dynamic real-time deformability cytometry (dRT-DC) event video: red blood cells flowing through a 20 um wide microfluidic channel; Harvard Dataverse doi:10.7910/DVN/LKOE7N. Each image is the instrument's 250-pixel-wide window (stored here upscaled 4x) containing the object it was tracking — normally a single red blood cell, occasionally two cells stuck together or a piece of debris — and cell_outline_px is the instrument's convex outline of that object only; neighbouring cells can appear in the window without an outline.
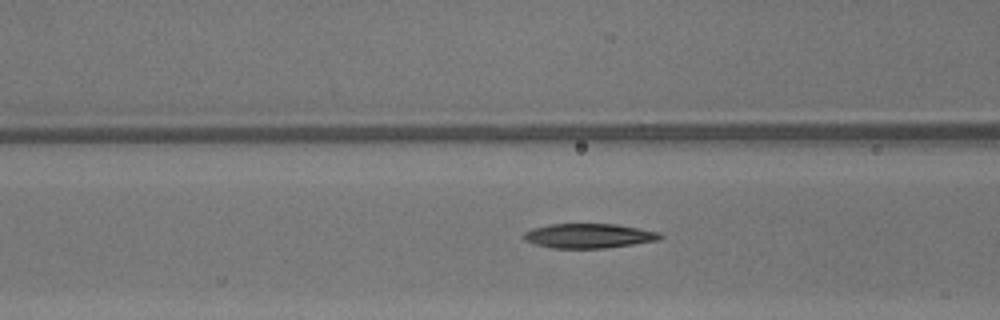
{"species": "common noctule bat (a hibernating species)", "species_latin": "Nyctalus noctula", "temperature_condition": "warm", "stored_images_in_passage": 26, "camera_frame_rate_fps": 3000, "um_per_image_px": 0.085, "animal": {"sex": "male", "body_mass_g": 13.3}, "frame": {"image": 1, "passage_image": 7, "time_ms": 2.0, "image_size_px": [1000, 320], "cell_outline_px": [[664, 236], [660, 240], [604, 248], [552, 248], [536, 244], [524, 240], [520, 236], [524, 232], [532, 228], [548, 224], [616, 224], [640, 228], [660, 232]], "centroid_in_image_um": [50.04, 20.04], "position_along_channel_um": 116.6, "area_um2": 19.65}}
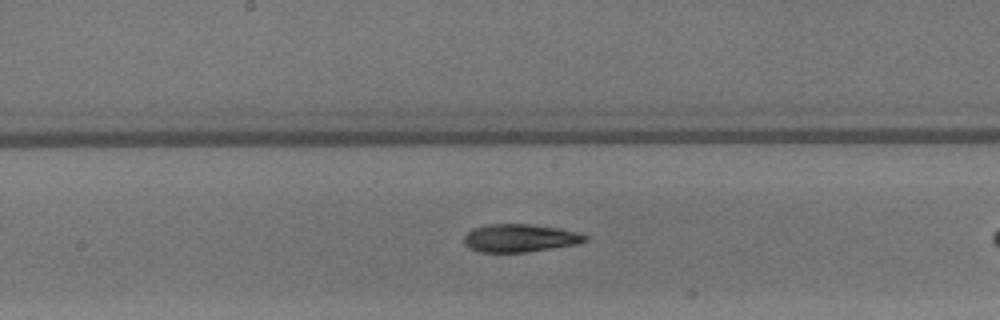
{"frame": {"image": 2, "passage_image": 13, "time_ms": 4.0, "image_size_px": [1000, 320], "cell_outline_px": [[588, 240], [576, 244], [524, 252], [480, 252], [468, 248], [464, 244], [464, 236], [472, 228], [488, 224], [532, 224], [560, 228], [580, 232], [588, 236]], "centroid_in_image_um": [44.18, 20.22], "position_along_channel_um": 204.0, "area_um2": 19.83}}
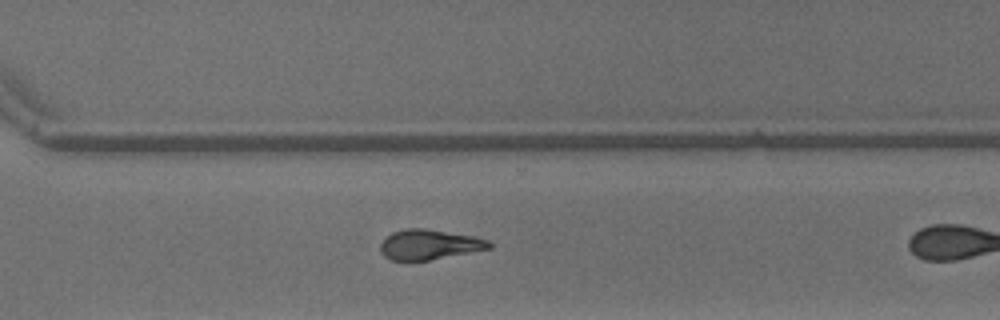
{"frame": {"image": 3, "passage_image": 22, "time_ms": 7.0, "image_size_px": [1000, 320], "cell_outline_px": [[492, 248], [428, 260], [392, 260], [384, 256], [380, 252], [380, 244], [392, 232], [408, 228], [424, 228], [472, 236], [488, 240], [492, 244]], "centroid_in_image_um": [36.48, 20.78], "position_along_channel_um": 334.1, "area_um2": 18.79}}